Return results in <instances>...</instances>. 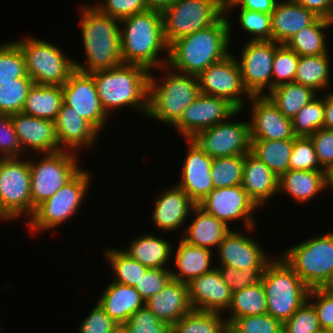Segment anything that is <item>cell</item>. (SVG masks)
<instances>
[{
  "label": "cell",
  "instance_id": "cell-1",
  "mask_svg": "<svg viewBox=\"0 0 333 333\" xmlns=\"http://www.w3.org/2000/svg\"><path fill=\"white\" fill-rule=\"evenodd\" d=\"M227 15L224 13L211 26L172 42L167 66L181 74L197 76L230 55L231 25Z\"/></svg>",
  "mask_w": 333,
  "mask_h": 333
},
{
  "label": "cell",
  "instance_id": "cell-2",
  "mask_svg": "<svg viewBox=\"0 0 333 333\" xmlns=\"http://www.w3.org/2000/svg\"><path fill=\"white\" fill-rule=\"evenodd\" d=\"M121 58L123 63L138 64L151 72L170 71L167 66L169 45L163 29L162 13L148 9L120 20ZM167 52L166 59H159V53Z\"/></svg>",
  "mask_w": 333,
  "mask_h": 333
},
{
  "label": "cell",
  "instance_id": "cell-3",
  "mask_svg": "<svg viewBox=\"0 0 333 333\" xmlns=\"http://www.w3.org/2000/svg\"><path fill=\"white\" fill-rule=\"evenodd\" d=\"M81 10V34L87 68L74 61L75 69L91 73L121 65L120 20L103 14L91 5L83 6Z\"/></svg>",
  "mask_w": 333,
  "mask_h": 333
},
{
  "label": "cell",
  "instance_id": "cell-4",
  "mask_svg": "<svg viewBox=\"0 0 333 333\" xmlns=\"http://www.w3.org/2000/svg\"><path fill=\"white\" fill-rule=\"evenodd\" d=\"M89 74L107 115L116 108L128 105L147 114L149 69L138 64L122 63L117 67Z\"/></svg>",
  "mask_w": 333,
  "mask_h": 333
},
{
  "label": "cell",
  "instance_id": "cell-5",
  "mask_svg": "<svg viewBox=\"0 0 333 333\" xmlns=\"http://www.w3.org/2000/svg\"><path fill=\"white\" fill-rule=\"evenodd\" d=\"M158 83L150 71L147 115L166 125L174 126L184 110L200 94L196 75L171 71Z\"/></svg>",
  "mask_w": 333,
  "mask_h": 333
},
{
  "label": "cell",
  "instance_id": "cell-6",
  "mask_svg": "<svg viewBox=\"0 0 333 333\" xmlns=\"http://www.w3.org/2000/svg\"><path fill=\"white\" fill-rule=\"evenodd\" d=\"M261 282L267 300V314L282 323L307 300L310 290L282 256L267 263Z\"/></svg>",
  "mask_w": 333,
  "mask_h": 333
},
{
  "label": "cell",
  "instance_id": "cell-7",
  "mask_svg": "<svg viewBox=\"0 0 333 333\" xmlns=\"http://www.w3.org/2000/svg\"><path fill=\"white\" fill-rule=\"evenodd\" d=\"M14 42L23 52L27 75L34 84L63 86L76 70L74 61L47 41L27 37Z\"/></svg>",
  "mask_w": 333,
  "mask_h": 333
},
{
  "label": "cell",
  "instance_id": "cell-8",
  "mask_svg": "<svg viewBox=\"0 0 333 333\" xmlns=\"http://www.w3.org/2000/svg\"><path fill=\"white\" fill-rule=\"evenodd\" d=\"M284 252L282 258L305 285L319 288L333 271V232L307 239Z\"/></svg>",
  "mask_w": 333,
  "mask_h": 333
},
{
  "label": "cell",
  "instance_id": "cell-9",
  "mask_svg": "<svg viewBox=\"0 0 333 333\" xmlns=\"http://www.w3.org/2000/svg\"><path fill=\"white\" fill-rule=\"evenodd\" d=\"M168 45L214 24L223 14L222 0H176L162 12Z\"/></svg>",
  "mask_w": 333,
  "mask_h": 333
},
{
  "label": "cell",
  "instance_id": "cell-10",
  "mask_svg": "<svg viewBox=\"0 0 333 333\" xmlns=\"http://www.w3.org/2000/svg\"><path fill=\"white\" fill-rule=\"evenodd\" d=\"M76 153L58 151L44 154L38 162L29 160L31 177L32 215L35 208L52 197L81 170Z\"/></svg>",
  "mask_w": 333,
  "mask_h": 333
},
{
  "label": "cell",
  "instance_id": "cell-11",
  "mask_svg": "<svg viewBox=\"0 0 333 333\" xmlns=\"http://www.w3.org/2000/svg\"><path fill=\"white\" fill-rule=\"evenodd\" d=\"M90 179H92L90 173L82 169L52 197L35 208L27 228L32 232L46 231L63 225V222L71 219L87 193Z\"/></svg>",
  "mask_w": 333,
  "mask_h": 333
},
{
  "label": "cell",
  "instance_id": "cell-12",
  "mask_svg": "<svg viewBox=\"0 0 333 333\" xmlns=\"http://www.w3.org/2000/svg\"><path fill=\"white\" fill-rule=\"evenodd\" d=\"M0 208L11 220L32 216L28 160L0 158Z\"/></svg>",
  "mask_w": 333,
  "mask_h": 333
},
{
  "label": "cell",
  "instance_id": "cell-13",
  "mask_svg": "<svg viewBox=\"0 0 333 333\" xmlns=\"http://www.w3.org/2000/svg\"><path fill=\"white\" fill-rule=\"evenodd\" d=\"M241 51V80L250 96H264L272 89V64L275 50L280 45L274 41H247Z\"/></svg>",
  "mask_w": 333,
  "mask_h": 333
},
{
  "label": "cell",
  "instance_id": "cell-14",
  "mask_svg": "<svg viewBox=\"0 0 333 333\" xmlns=\"http://www.w3.org/2000/svg\"><path fill=\"white\" fill-rule=\"evenodd\" d=\"M191 140L212 158L245 155L250 152V125L226 120L199 131Z\"/></svg>",
  "mask_w": 333,
  "mask_h": 333
},
{
  "label": "cell",
  "instance_id": "cell-15",
  "mask_svg": "<svg viewBox=\"0 0 333 333\" xmlns=\"http://www.w3.org/2000/svg\"><path fill=\"white\" fill-rule=\"evenodd\" d=\"M197 80L200 93L226 99L237 110L244 109L241 97H250L242 84L240 68L233 54L200 72Z\"/></svg>",
  "mask_w": 333,
  "mask_h": 333
},
{
  "label": "cell",
  "instance_id": "cell-16",
  "mask_svg": "<svg viewBox=\"0 0 333 333\" xmlns=\"http://www.w3.org/2000/svg\"><path fill=\"white\" fill-rule=\"evenodd\" d=\"M197 206L227 226L229 222L241 219L247 230L255 227L253 214L258 206L241 185L215 188Z\"/></svg>",
  "mask_w": 333,
  "mask_h": 333
},
{
  "label": "cell",
  "instance_id": "cell-17",
  "mask_svg": "<svg viewBox=\"0 0 333 333\" xmlns=\"http://www.w3.org/2000/svg\"><path fill=\"white\" fill-rule=\"evenodd\" d=\"M238 112L241 110H237L226 99L200 93L187 106L174 127L186 140L192 139L199 131L229 120Z\"/></svg>",
  "mask_w": 333,
  "mask_h": 333
},
{
  "label": "cell",
  "instance_id": "cell-18",
  "mask_svg": "<svg viewBox=\"0 0 333 333\" xmlns=\"http://www.w3.org/2000/svg\"><path fill=\"white\" fill-rule=\"evenodd\" d=\"M63 102L88 121L98 132L109 117L103 110L92 76L75 70L62 86Z\"/></svg>",
  "mask_w": 333,
  "mask_h": 333
},
{
  "label": "cell",
  "instance_id": "cell-19",
  "mask_svg": "<svg viewBox=\"0 0 333 333\" xmlns=\"http://www.w3.org/2000/svg\"><path fill=\"white\" fill-rule=\"evenodd\" d=\"M251 101V140L294 139L292 119L285 117L266 96H250Z\"/></svg>",
  "mask_w": 333,
  "mask_h": 333
},
{
  "label": "cell",
  "instance_id": "cell-20",
  "mask_svg": "<svg viewBox=\"0 0 333 333\" xmlns=\"http://www.w3.org/2000/svg\"><path fill=\"white\" fill-rule=\"evenodd\" d=\"M186 142L189 148L182 164L181 179L176 185L197 205L214 189L211 175L213 158L191 139Z\"/></svg>",
  "mask_w": 333,
  "mask_h": 333
},
{
  "label": "cell",
  "instance_id": "cell-21",
  "mask_svg": "<svg viewBox=\"0 0 333 333\" xmlns=\"http://www.w3.org/2000/svg\"><path fill=\"white\" fill-rule=\"evenodd\" d=\"M188 286L189 301L192 309L223 313L230 307L232 292L223 281L217 266L192 279Z\"/></svg>",
  "mask_w": 333,
  "mask_h": 333
},
{
  "label": "cell",
  "instance_id": "cell-22",
  "mask_svg": "<svg viewBox=\"0 0 333 333\" xmlns=\"http://www.w3.org/2000/svg\"><path fill=\"white\" fill-rule=\"evenodd\" d=\"M10 116L21 145V154L25 150L23 148H32L39 154L60 151L53 121L33 117L23 112Z\"/></svg>",
  "mask_w": 333,
  "mask_h": 333
},
{
  "label": "cell",
  "instance_id": "cell-23",
  "mask_svg": "<svg viewBox=\"0 0 333 333\" xmlns=\"http://www.w3.org/2000/svg\"><path fill=\"white\" fill-rule=\"evenodd\" d=\"M220 265L234 269L266 267L271 260L263 247L253 238L233 229L223 238L218 246Z\"/></svg>",
  "mask_w": 333,
  "mask_h": 333
},
{
  "label": "cell",
  "instance_id": "cell-24",
  "mask_svg": "<svg viewBox=\"0 0 333 333\" xmlns=\"http://www.w3.org/2000/svg\"><path fill=\"white\" fill-rule=\"evenodd\" d=\"M54 123L60 151L75 153L81 146L93 147L96 142L99 132L64 102Z\"/></svg>",
  "mask_w": 333,
  "mask_h": 333
},
{
  "label": "cell",
  "instance_id": "cell-25",
  "mask_svg": "<svg viewBox=\"0 0 333 333\" xmlns=\"http://www.w3.org/2000/svg\"><path fill=\"white\" fill-rule=\"evenodd\" d=\"M145 307L172 327L192 310L187 284L171 279L157 294L145 301Z\"/></svg>",
  "mask_w": 333,
  "mask_h": 333
},
{
  "label": "cell",
  "instance_id": "cell-26",
  "mask_svg": "<svg viewBox=\"0 0 333 333\" xmlns=\"http://www.w3.org/2000/svg\"><path fill=\"white\" fill-rule=\"evenodd\" d=\"M155 202L152 221L157 228L165 231H174L181 228L196 206L191 198L177 185L164 190Z\"/></svg>",
  "mask_w": 333,
  "mask_h": 333
},
{
  "label": "cell",
  "instance_id": "cell-27",
  "mask_svg": "<svg viewBox=\"0 0 333 333\" xmlns=\"http://www.w3.org/2000/svg\"><path fill=\"white\" fill-rule=\"evenodd\" d=\"M318 16L295 0L279 1L271 13V41L286 44L298 31L311 25Z\"/></svg>",
  "mask_w": 333,
  "mask_h": 333
},
{
  "label": "cell",
  "instance_id": "cell-28",
  "mask_svg": "<svg viewBox=\"0 0 333 333\" xmlns=\"http://www.w3.org/2000/svg\"><path fill=\"white\" fill-rule=\"evenodd\" d=\"M241 186L260 207L278 192V177L249 152L245 154Z\"/></svg>",
  "mask_w": 333,
  "mask_h": 333
},
{
  "label": "cell",
  "instance_id": "cell-29",
  "mask_svg": "<svg viewBox=\"0 0 333 333\" xmlns=\"http://www.w3.org/2000/svg\"><path fill=\"white\" fill-rule=\"evenodd\" d=\"M101 308L118 325L125 324L140 308L145 306V300L133 286L111 282L98 300Z\"/></svg>",
  "mask_w": 333,
  "mask_h": 333
},
{
  "label": "cell",
  "instance_id": "cell-30",
  "mask_svg": "<svg viewBox=\"0 0 333 333\" xmlns=\"http://www.w3.org/2000/svg\"><path fill=\"white\" fill-rule=\"evenodd\" d=\"M192 213L195 219L185 228L182 240L209 250H212V246L218 248L219 243L231 231V228L215 216L204 212L197 205L192 209Z\"/></svg>",
  "mask_w": 333,
  "mask_h": 333
},
{
  "label": "cell",
  "instance_id": "cell-31",
  "mask_svg": "<svg viewBox=\"0 0 333 333\" xmlns=\"http://www.w3.org/2000/svg\"><path fill=\"white\" fill-rule=\"evenodd\" d=\"M327 187L326 171L289 170L278 178V191L299 202L313 199Z\"/></svg>",
  "mask_w": 333,
  "mask_h": 333
},
{
  "label": "cell",
  "instance_id": "cell-32",
  "mask_svg": "<svg viewBox=\"0 0 333 333\" xmlns=\"http://www.w3.org/2000/svg\"><path fill=\"white\" fill-rule=\"evenodd\" d=\"M175 252L174 263L179 272L176 273L171 270L172 279L174 280L187 284L197 276L205 274L215 268L210 265L212 261V250L193 246L181 239L177 251Z\"/></svg>",
  "mask_w": 333,
  "mask_h": 333
},
{
  "label": "cell",
  "instance_id": "cell-33",
  "mask_svg": "<svg viewBox=\"0 0 333 333\" xmlns=\"http://www.w3.org/2000/svg\"><path fill=\"white\" fill-rule=\"evenodd\" d=\"M172 244L153 234L140 235L130 242L128 250H123L130 258L135 259L148 268H168L173 252Z\"/></svg>",
  "mask_w": 333,
  "mask_h": 333
},
{
  "label": "cell",
  "instance_id": "cell-34",
  "mask_svg": "<svg viewBox=\"0 0 333 333\" xmlns=\"http://www.w3.org/2000/svg\"><path fill=\"white\" fill-rule=\"evenodd\" d=\"M62 104V86L33 84L25 99L22 112L54 122Z\"/></svg>",
  "mask_w": 333,
  "mask_h": 333
},
{
  "label": "cell",
  "instance_id": "cell-35",
  "mask_svg": "<svg viewBox=\"0 0 333 333\" xmlns=\"http://www.w3.org/2000/svg\"><path fill=\"white\" fill-rule=\"evenodd\" d=\"M294 139L251 140L250 153L262 161L279 178L290 170Z\"/></svg>",
  "mask_w": 333,
  "mask_h": 333
},
{
  "label": "cell",
  "instance_id": "cell-36",
  "mask_svg": "<svg viewBox=\"0 0 333 333\" xmlns=\"http://www.w3.org/2000/svg\"><path fill=\"white\" fill-rule=\"evenodd\" d=\"M316 92L308 86L290 82L278 85L265 95L285 117L292 119L303 106L315 98Z\"/></svg>",
  "mask_w": 333,
  "mask_h": 333
},
{
  "label": "cell",
  "instance_id": "cell-37",
  "mask_svg": "<svg viewBox=\"0 0 333 333\" xmlns=\"http://www.w3.org/2000/svg\"><path fill=\"white\" fill-rule=\"evenodd\" d=\"M333 21L318 17L311 25L293 35L285 44L299 56L327 54L324 31Z\"/></svg>",
  "mask_w": 333,
  "mask_h": 333
},
{
  "label": "cell",
  "instance_id": "cell-38",
  "mask_svg": "<svg viewBox=\"0 0 333 333\" xmlns=\"http://www.w3.org/2000/svg\"><path fill=\"white\" fill-rule=\"evenodd\" d=\"M228 311L231 312L226 318L228 326L239 317L266 314L267 300L262 282L232 293Z\"/></svg>",
  "mask_w": 333,
  "mask_h": 333
},
{
  "label": "cell",
  "instance_id": "cell-39",
  "mask_svg": "<svg viewBox=\"0 0 333 333\" xmlns=\"http://www.w3.org/2000/svg\"><path fill=\"white\" fill-rule=\"evenodd\" d=\"M328 58L327 54L299 56L294 82L317 92L326 89L331 84Z\"/></svg>",
  "mask_w": 333,
  "mask_h": 333
},
{
  "label": "cell",
  "instance_id": "cell-40",
  "mask_svg": "<svg viewBox=\"0 0 333 333\" xmlns=\"http://www.w3.org/2000/svg\"><path fill=\"white\" fill-rule=\"evenodd\" d=\"M220 313L192 309L172 327L171 333H229L226 319Z\"/></svg>",
  "mask_w": 333,
  "mask_h": 333
},
{
  "label": "cell",
  "instance_id": "cell-41",
  "mask_svg": "<svg viewBox=\"0 0 333 333\" xmlns=\"http://www.w3.org/2000/svg\"><path fill=\"white\" fill-rule=\"evenodd\" d=\"M105 256L106 260L110 262L113 273H115L113 282L119 284L135 287L148 269L120 249H106Z\"/></svg>",
  "mask_w": 333,
  "mask_h": 333
},
{
  "label": "cell",
  "instance_id": "cell-42",
  "mask_svg": "<svg viewBox=\"0 0 333 333\" xmlns=\"http://www.w3.org/2000/svg\"><path fill=\"white\" fill-rule=\"evenodd\" d=\"M245 155L213 158L212 183L215 188L241 185Z\"/></svg>",
  "mask_w": 333,
  "mask_h": 333
},
{
  "label": "cell",
  "instance_id": "cell-43",
  "mask_svg": "<svg viewBox=\"0 0 333 333\" xmlns=\"http://www.w3.org/2000/svg\"><path fill=\"white\" fill-rule=\"evenodd\" d=\"M296 137H310L324 127V99L314 98L292 118Z\"/></svg>",
  "mask_w": 333,
  "mask_h": 333
},
{
  "label": "cell",
  "instance_id": "cell-44",
  "mask_svg": "<svg viewBox=\"0 0 333 333\" xmlns=\"http://www.w3.org/2000/svg\"><path fill=\"white\" fill-rule=\"evenodd\" d=\"M34 84L30 77L14 79L0 85V114L12 115L22 112L29 89Z\"/></svg>",
  "mask_w": 333,
  "mask_h": 333
},
{
  "label": "cell",
  "instance_id": "cell-45",
  "mask_svg": "<svg viewBox=\"0 0 333 333\" xmlns=\"http://www.w3.org/2000/svg\"><path fill=\"white\" fill-rule=\"evenodd\" d=\"M29 77L25 58L20 47L13 41L0 45V85L14 79Z\"/></svg>",
  "mask_w": 333,
  "mask_h": 333
},
{
  "label": "cell",
  "instance_id": "cell-46",
  "mask_svg": "<svg viewBox=\"0 0 333 333\" xmlns=\"http://www.w3.org/2000/svg\"><path fill=\"white\" fill-rule=\"evenodd\" d=\"M298 60L299 55L285 44L276 48L272 64V89L281 84L294 82Z\"/></svg>",
  "mask_w": 333,
  "mask_h": 333
},
{
  "label": "cell",
  "instance_id": "cell-47",
  "mask_svg": "<svg viewBox=\"0 0 333 333\" xmlns=\"http://www.w3.org/2000/svg\"><path fill=\"white\" fill-rule=\"evenodd\" d=\"M229 333H283V323L269 314L248 315L236 318L229 326Z\"/></svg>",
  "mask_w": 333,
  "mask_h": 333
},
{
  "label": "cell",
  "instance_id": "cell-48",
  "mask_svg": "<svg viewBox=\"0 0 333 333\" xmlns=\"http://www.w3.org/2000/svg\"><path fill=\"white\" fill-rule=\"evenodd\" d=\"M319 166L310 137H295L290 156V170L325 171Z\"/></svg>",
  "mask_w": 333,
  "mask_h": 333
},
{
  "label": "cell",
  "instance_id": "cell-49",
  "mask_svg": "<svg viewBox=\"0 0 333 333\" xmlns=\"http://www.w3.org/2000/svg\"><path fill=\"white\" fill-rule=\"evenodd\" d=\"M320 330L317 313L308 300L283 323V333H318Z\"/></svg>",
  "mask_w": 333,
  "mask_h": 333
},
{
  "label": "cell",
  "instance_id": "cell-50",
  "mask_svg": "<svg viewBox=\"0 0 333 333\" xmlns=\"http://www.w3.org/2000/svg\"><path fill=\"white\" fill-rule=\"evenodd\" d=\"M239 23L243 31L253 34L250 41H271V14L240 9Z\"/></svg>",
  "mask_w": 333,
  "mask_h": 333
},
{
  "label": "cell",
  "instance_id": "cell-51",
  "mask_svg": "<svg viewBox=\"0 0 333 333\" xmlns=\"http://www.w3.org/2000/svg\"><path fill=\"white\" fill-rule=\"evenodd\" d=\"M220 266L217 269L232 293L260 282L265 269V267H249L237 270L229 266Z\"/></svg>",
  "mask_w": 333,
  "mask_h": 333
},
{
  "label": "cell",
  "instance_id": "cell-52",
  "mask_svg": "<svg viewBox=\"0 0 333 333\" xmlns=\"http://www.w3.org/2000/svg\"><path fill=\"white\" fill-rule=\"evenodd\" d=\"M124 325L130 333H171V327L145 306L137 310Z\"/></svg>",
  "mask_w": 333,
  "mask_h": 333
},
{
  "label": "cell",
  "instance_id": "cell-53",
  "mask_svg": "<svg viewBox=\"0 0 333 333\" xmlns=\"http://www.w3.org/2000/svg\"><path fill=\"white\" fill-rule=\"evenodd\" d=\"M171 279L170 268H148L139 283L135 285V289L146 301L157 294Z\"/></svg>",
  "mask_w": 333,
  "mask_h": 333
},
{
  "label": "cell",
  "instance_id": "cell-54",
  "mask_svg": "<svg viewBox=\"0 0 333 333\" xmlns=\"http://www.w3.org/2000/svg\"><path fill=\"white\" fill-rule=\"evenodd\" d=\"M102 4H94L97 10L117 20L148 10L145 0H104Z\"/></svg>",
  "mask_w": 333,
  "mask_h": 333
},
{
  "label": "cell",
  "instance_id": "cell-55",
  "mask_svg": "<svg viewBox=\"0 0 333 333\" xmlns=\"http://www.w3.org/2000/svg\"><path fill=\"white\" fill-rule=\"evenodd\" d=\"M20 151L21 145L14 130L11 116L0 114V158H20Z\"/></svg>",
  "mask_w": 333,
  "mask_h": 333
},
{
  "label": "cell",
  "instance_id": "cell-56",
  "mask_svg": "<svg viewBox=\"0 0 333 333\" xmlns=\"http://www.w3.org/2000/svg\"><path fill=\"white\" fill-rule=\"evenodd\" d=\"M307 300L317 313L321 330L330 329L333 326V296L314 288L309 290Z\"/></svg>",
  "mask_w": 333,
  "mask_h": 333
},
{
  "label": "cell",
  "instance_id": "cell-57",
  "mask_svg": "<svg viewBox=\"0 0 333 333\" xmlns=\"http://www.w3.org/2000/svg\"><path fill=\"white\" fill-rule=\"evenodd\" d=\"M310 139L320 166L327 172L333 166V130L319 129Z\"/></svg>",
  "mask_w": 333,
  "mask_h": 333
},
{
  "label": "cell",
  "instance_id": "cell-58",
  "mask_svg": "<svg viewBox=\"0 0 333 333\" xmlns=\"http://www.w3.org/2000/svg\"><path fill=\"white\" fill-rule=\"evenodd\" d=\"M117 325L97 303L79 326V333H112Z\"/></svg>",
  "mask_w": 333,
  "mask_h": 333
},
{
  "label": "cell",
  "instance_id": "cell-59",
  "mask_svg": "<svg viewBox=\"0 0 333 333\" xmlns=\"http://www.w3.org/2000/svg\"><path fill=\"white\" fill-rule=\"evenodd\" d=\"M278 2L279 0H237L235 3L228 5L224 9V13L227 14L231 12V10H234V7L240 6L241 9L271 14L275 10Z\"/></svg>",
  "mask_w": 333,
  "mask_h": 333
},
{
  "label": "cell",
  "instance_id": "cell-60",
  "mask_svg": "<svg viewBox=\"0 0 333 333\" xmlns=\"http://www.w3.org/2000/svg\"><path fill=\"white\" fill-rule=\"evenodd\" d=\"M298 4L312 11L316 16L333 21L331 0H295Z\"/></svg>",
  "mask_w": 333,
  "mask_h": 333
},
{
  "label": "cell",
  "instance_id": "cell-61",
  "mask_svg": "<svg viewBox=\"0 0 333 333\" xmlns=\"http://www.w3.org/2000/svg\"><path fill=\"white\" fill-rule=\"evenodd\" d=\"M324 129L333 130V93L324 98Z\"/></svg>",
  "mask_w": 333,
  "mask_h": 333
},
{
  "label": "cell",
  "instance_id": "cell-62",
  "mask_svg": "<svg viewBox=\"0 0 333 333\" xmlns=\"http://www.w3.org/2000/svg\"><path fill=\"white\" fill-rule=\"evenodd\" d=\"M149 9L162 12L176 0H145Z\"/></svg>",
  "mask_w": 333,
  "mask_h": 333
},
{
  "label": "cell",
  "instance_id": "cell-63",
  "mask_svg": "<svg viewBox=\"0 0 333 333\" xmlns=\"http://www.w3.org/2000/svg\"><path fill=\"white\" fill-rule=\"evenodd\" d=\"M318 289L326 294L333 296V271L328 275L326 280Z\"/></svg>",
  "mask_w": 333,
  "mask_h": 333
},
{
  "label": "cell",
  "instance_id": "cell-64",
  "mask_svg": "<svg viewBox=\"0 0 333 333\" xmlns=\"http://www.w3.org/2000/svg\"><path fill=\"white\" fill-rule=\"evenodd\" d=\"M327 186L333 189V166L326 172Z\"/></svg>",
  "mask_w": 333,
  "mask_h": 333
},
{
  "label": "cell",
  "instance_id": "cell-65",
  "mask_svg": "<svg viewBox=\"0 0 333 333\" xmlns=\"http://www.w3.org/2000/svg\"><path fill=\"white\" fill-rule=\"evenodd\" d=\"M112 333H130V331L124 324H120L114 328Z\"/></svg>",
  "mask_w": 333,
  "mask_h": 333
},
{
  "label": "cell",
  "instance_id": "cell-66",
  "mask_svg": "<svg viewBox=\"0 0 333 333\" xmlns=\"http://www.w3.org/2000/svg\"><path fill=\"white\" fill-rule=\"evenodd\" d=\"M237 0H222L223 8L225 9L228 5L235 3Z\"/></svg>",
  "mask_w": 333,
  "mask_h": 333
},
{
  "label": "cell",
  "instance_id": "cell-67",
  "mask_svg": "<svg viewBox=\"0 0 333 333\" xmlns=\"http://www.w3.org/2000/svg\"><path fill=\"white\" fill-rule=\"evenodd\" d=\"M11 220L0 208V220Z\"/></svg>",
  "mask_w": 333,
  "mask_h": 333
},
{
  "label": "cell",
  "instance_id": "cell-68",
  "mask_svg": "<svg viewBox=\"0 0 333 333\" xmlns=\"http://www.w3.org/2000/svg\"><path fill=\"white\" fill-rule=\"evenodd\" d=\"M318 333H333L331 330H320Z\"/></svg>",
  "mask_w": 333,
  "mask_h": 333
}]
</instances>
